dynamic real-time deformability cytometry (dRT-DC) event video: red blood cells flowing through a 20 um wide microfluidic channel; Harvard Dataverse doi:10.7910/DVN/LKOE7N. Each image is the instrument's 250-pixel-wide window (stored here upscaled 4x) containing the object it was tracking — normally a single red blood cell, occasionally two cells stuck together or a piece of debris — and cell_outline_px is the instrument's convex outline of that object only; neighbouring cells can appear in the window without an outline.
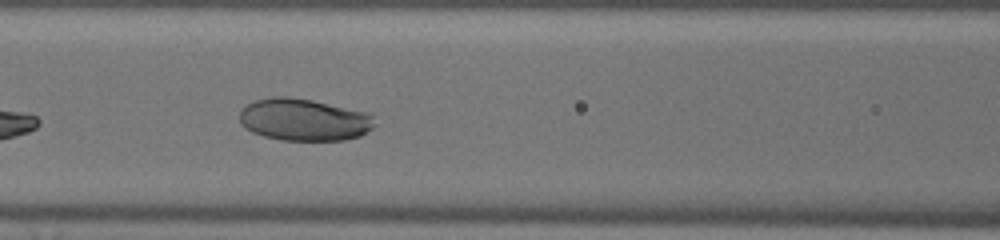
{"species": "human", "species_latin": "Homo sapiens", "temperature_condition": "warm", "stored_images_in_passage": 25, "camera_frame_rate_fps": 3000, "um_per_image_px": 0.085, "donor": {"sex": "male"}, "frame": {"image": 1, "passage_image": 7, "time_ms": 2.0, "image_size_px": [1000, 240], "cell_outline_px": [[376, 124], [372, 128], [360, 136], [344, 140], [280, 140], [264, 136], [252, 132], [244, 128], [240, 124], [240, 112], [248, 104], [256, 100], [272, 96], [288, 96], [312, 100], [368, 112], [372, 116]], "centroid_in_image_um": [25.83, 10.17], "position_along_channel_um": 140.8, "area_um2": 33.29}}
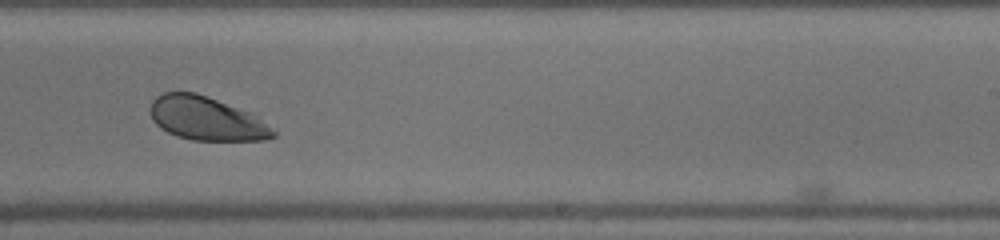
{"frame": {"image": 2, "passage_image": 16, "time_ms": 5.0, "image_size_px": [1000, 240], "cell_outline_px": [[276, 136], [264, 140], [192, 140], [176, 136], [160, 128], [152, 120], [152, 100], [156, 96], [164, 92], [196, 92], [252, 112], [276, 132]], "centroid_in_image_um": [17.55, 10.07], "position_along_channel_um": 271.4, "area_um2": 31.21}}
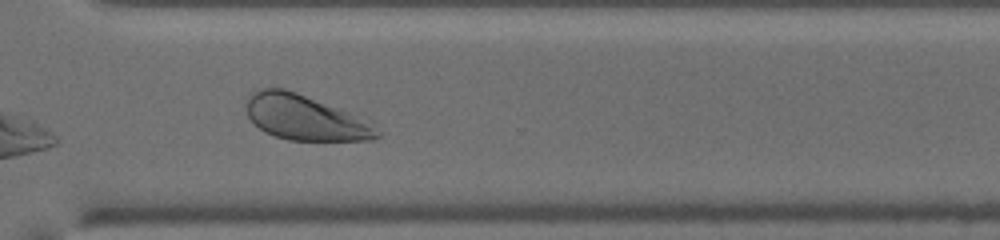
{"frame": {"image": 3, "passage_image": 21, "time_ms": 6.667, "image_size_px": [1000, 240], "cell_outline_px": [[380, 136], [372, 140], [288, 140], [264, 132], [248, 116], [244, 104], [248, 96], [252, 92], [260, 88], [284, 88], [296, 92], [348, 112], [380, 132]], "centroid_in_image_um": [25.82, 9.99], "position_along_channel_um": 344.8, "area_um2": 33.64}}